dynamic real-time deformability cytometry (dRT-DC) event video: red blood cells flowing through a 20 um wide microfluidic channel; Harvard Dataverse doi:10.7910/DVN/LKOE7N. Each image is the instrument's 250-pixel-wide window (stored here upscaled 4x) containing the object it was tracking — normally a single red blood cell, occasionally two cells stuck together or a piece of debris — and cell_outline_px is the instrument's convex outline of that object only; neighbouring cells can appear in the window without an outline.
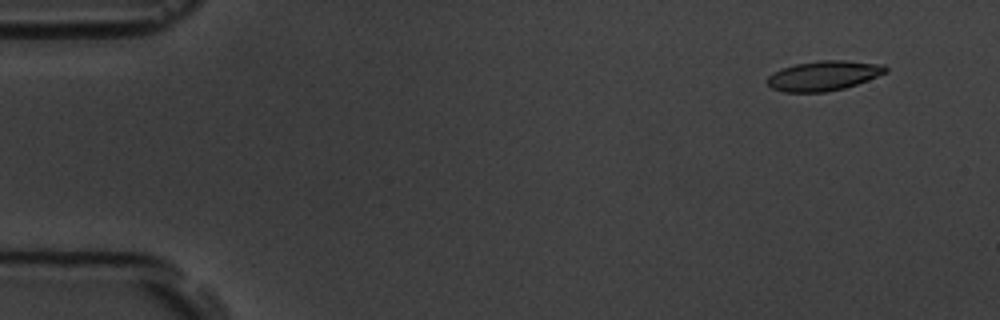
{"species": "common noctule bat (a hibernating species)", "species_latin": "Nyctalus noctula", "temperature_condition": "room temperature", "stored_images_in_passage": 10, "camera_frame_rate_fps": 3000, "um_per_image_px": 0.085, "animal": {"sex": "male", "body_mass_g": 19.5, "forearm_length_mm": 54.6}, "frame": {"image": 1, "passage_image": 1, "time_ms": 0.0, "image_size_px": [1000, 320], "cell_outline_px": [[888, 72], [868, 80], [844, 88], [824, 92], [784, 92], [772, 88], [768, 84], [768, 76], [784, 68], [796, 64], [820, 60], [844, 60], [884, 64], [888, 68]], "centroid_in_image_um": [70.06, 6.43], "position_along_channel_um": 14.9, "area_um2": 20.4}}
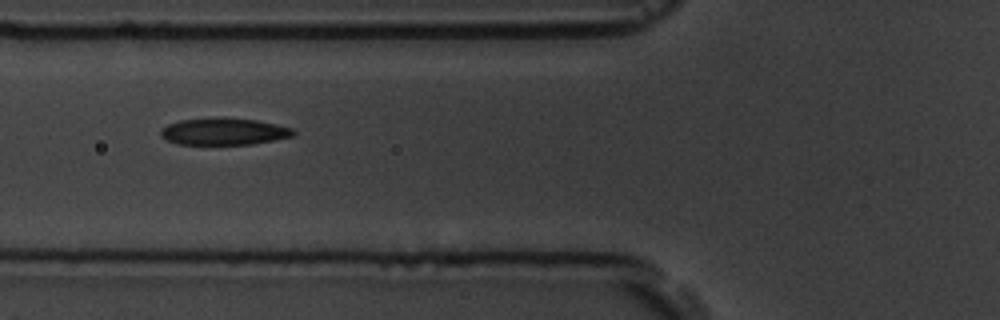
{"frame": {"image": 2, "passage_image": 6, "time_ms": 5.667, "image_size_px": [1000, 320], "cell_outline_px": [[296, 132], [292, 136], [252, 144], [176, 144], [160, 136], [160, 128], [168, 124], [180, 120], [216, 116], [256, 120], [276, 124], [292, 128]], "centroid_in_image_um": [18.98, 11.16], "position_along_channel_um": 106.8, "area_um2": 20.98}}
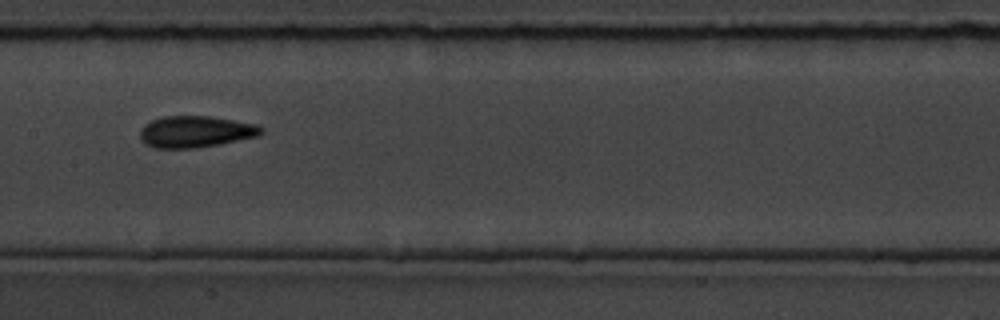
{"frame": {"image": 3, "passage_image": 8, "time_ms": 8.0, "image_size_px": [1000, 320], "cell_outline_px": [[264, 132], [260, 136], [220, 144], [196, 148], [152, 148], [144, 144], [140, 140], [140, 128], [144, 124], [152, 120], [164, 116], [212, 116], [256, 124], [264, 128]], "centroid_in_image_um": [16.62, 11.2], "position_along_channel_um": 190.8, "area_um2": 22.66}}